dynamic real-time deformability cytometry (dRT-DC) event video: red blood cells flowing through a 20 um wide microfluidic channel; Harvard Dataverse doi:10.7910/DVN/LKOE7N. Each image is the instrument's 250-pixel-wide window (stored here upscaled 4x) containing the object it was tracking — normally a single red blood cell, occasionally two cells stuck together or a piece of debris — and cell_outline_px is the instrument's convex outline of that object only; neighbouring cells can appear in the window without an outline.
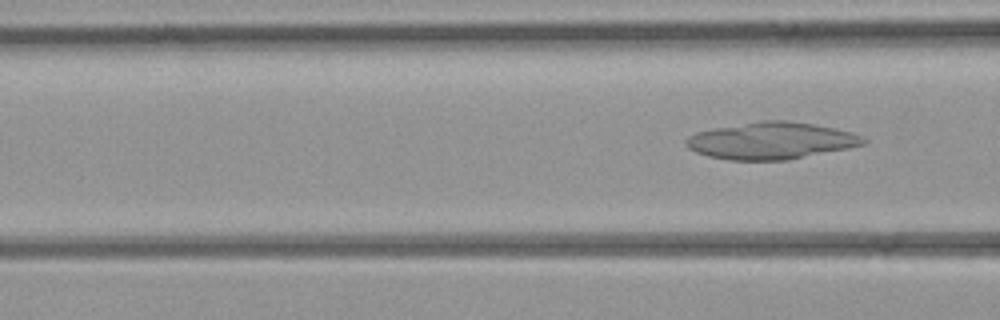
{"species": "common noctule bat (a hibernating species)", "species_latin": "Nyctalus noctula", "temperature_condition": "room temperature", "stored_images_in_passage": 6, "segment_of_instrument_passage": [2, 2], "camera_frame_rate_fps": 3000, "um_per_image_px": 0.085, "animal": {"sex": "female", "body_mass_g": 21.9}, "frame": {"image": 1, "passage_image": 6, "time_ms": 6.667, "image_size_px": [1000, 320], "cell_outline_px": [[868, 140], [864, 144], [848, 148], [788, 160], [728, 160], [708, 156], [696, 152], [688, 148], [684, 144], [684, 140], [688, 136], [696, 132], [716, 128], [760, 120], [784, 120], [812, 124], [852, 132]], "centroid_in_image_um": [65.51, 11.97], "position_along_channel_um": 101.1, "area_um2": 38.03}}